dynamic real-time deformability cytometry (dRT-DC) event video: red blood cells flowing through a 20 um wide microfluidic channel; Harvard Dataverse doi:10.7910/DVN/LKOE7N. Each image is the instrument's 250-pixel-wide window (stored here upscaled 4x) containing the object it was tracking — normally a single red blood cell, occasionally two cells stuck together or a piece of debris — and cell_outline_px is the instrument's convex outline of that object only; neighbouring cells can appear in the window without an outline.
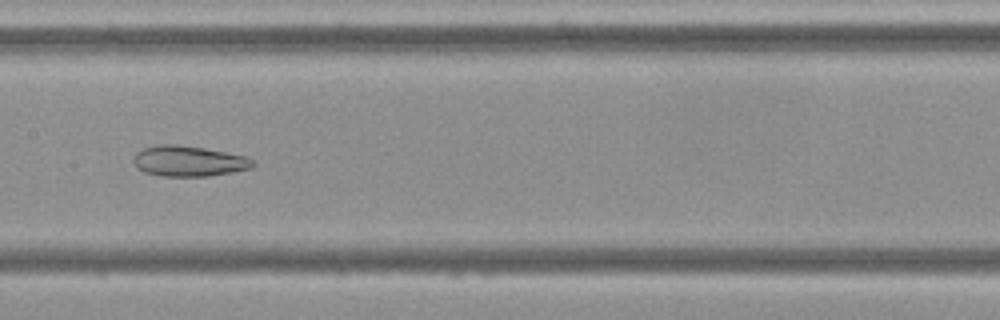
{"species": "Egyptian fruit bat (a non-hibernating species)", "species_latin": "Rousettus aegyptiacus", "temperature_condition": "cold", "stored_images_in_passage": 39, "camera_frame_rate_fps": 3000, "um_per_image_px": 0.085, "frame": {"image": 1, "passage_image": 12, "time_ms": 3.667, "image_size_px": [1000, 320], "cell_outline_px": [[256, 164], [252, 168], [232, 172], [208, 176], [164, 176], [144, 172], [136, 168], [132, 160], [132, 156], [136, 152], [144, 148], [160, 144], [176, 144], [204, 148], [248, 156]], "centroid_in_image_um": [16.03, 13.69], "position_along_channel_um": 191.4, "area_um2": 21.44}, "authors_computed_cell_mechanics": {"area_um2": 23.8136, "velocity_mm_per_s": 3.657, "shape_relaxation_time_tau1_ms": null, "shape_relaxation_time_tau2_ms": 2.8823, "deformation_change_tau1": null, "deformation_change_tau2": 0.0979}}